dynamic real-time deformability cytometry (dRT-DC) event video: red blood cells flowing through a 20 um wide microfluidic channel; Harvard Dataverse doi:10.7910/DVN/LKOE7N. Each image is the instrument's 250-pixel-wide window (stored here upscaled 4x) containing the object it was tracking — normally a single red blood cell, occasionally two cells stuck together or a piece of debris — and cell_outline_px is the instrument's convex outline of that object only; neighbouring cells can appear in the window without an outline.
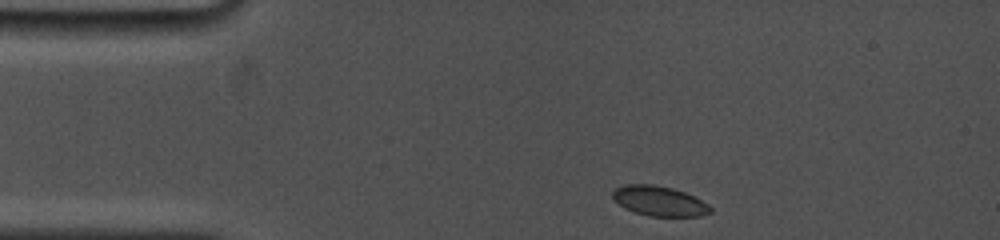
{"species": "common noctule bat (a hibernating species)", "species_latin": "Nyctalus noctula", "temperature_condition": "cold", "stored_images_in_passage": 44, "camera_frame_rate_fps": 5000, "um_per_image_px": 0.085, "animal": {"sex": "female", "body_mass_g": 19.0, "forearm_length_mm": 53.3}, "frame": {"image": 1, "passage_image": 1, "time_ms": 0.0, "image_size_px": [1000, 240], "cell_outline_px": [[712, 212], [700, 216], [648, 216], [624, 208], [612, 196], [612, 192], [616, 188], [624, 184], [656, 184], [672, 188], [684, 192], [708, 204], [712, 208]], "centroid_in_image_um": [56.04, 17.08], "position_along_channel_um": 29.0, "area_um2": 16.94}}
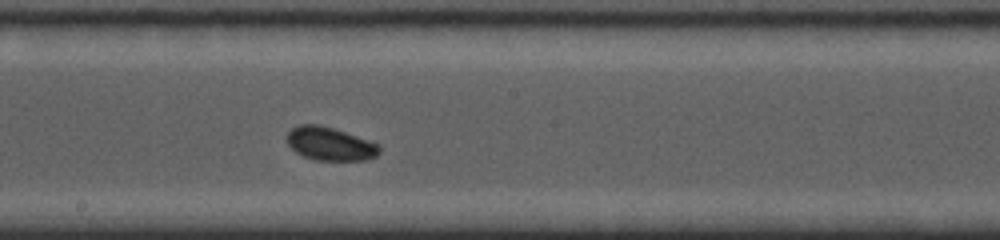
{"frame": {"image": 2, "passage_image": 24, "time_ms": 6.4, "image_size_px": [1000, 240], "cell_outline_px": [[380, 152], [376, 156], [364, 160], [316, 160], [304, 156], [296, 152], [288, 144], [288, 132], [292, 128], [300, 124], [320, 124], [380, 144]], "centroid_in_image_um": [28.06, 12.22], "position_along_channel_um": 220.1, "area_um2": 17.74}}
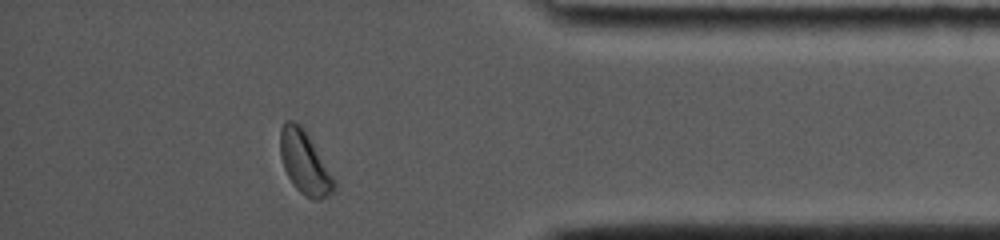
{"frame": {"image": 3, "passage_image": 43, "time_ms": 11.8, "image_size_px": [1000, 240], "cell_outline_px": [[336, 188], [328, 196], [320, 200], [312, 200], [304, 196], [292, 184], [284, 168], [280, 156], [280, 128], [284, 120], [292, 120], [300, 124], [304, 128], [336, 180]], "centroid_in_image_um": [25.89, 13.83], "position_along_channel_um": 409.3, "area_um2": 20.06}, "authors_computed_cell_mechanics": {"area_um2": 17.6868, "velocity_mm_per_s": 3.7585, "shape_relaxation_time_tau1_ms": 3.3541, "shape_relaxation_time_tau2_ms": 10.0327, "deformation_change_tau1": 0.0713, "deformation_change_tau2": 0.0672}}